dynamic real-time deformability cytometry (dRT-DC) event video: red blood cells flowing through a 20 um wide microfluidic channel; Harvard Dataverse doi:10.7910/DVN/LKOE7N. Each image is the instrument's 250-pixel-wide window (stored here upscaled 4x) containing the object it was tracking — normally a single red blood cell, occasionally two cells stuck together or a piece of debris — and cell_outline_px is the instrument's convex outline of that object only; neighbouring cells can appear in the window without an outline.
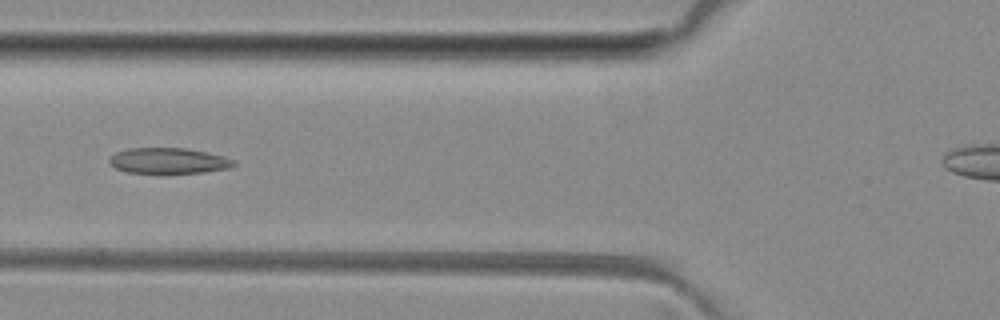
{"species": "common noctule bat (a hibernating species)", "species_latin": "Nyctalus noctula", "temperature_condition": "room temperature", "stored_images_in_passage": 45, "camera_frame_rate_fps": 3000, "um_per_image_px": 0.085, "animal": {"sex": "female", "body_mass_g": 29.2, "forearm_length_mm": 56.3}, "frame": {"image": 1, "passage_image": 19, "time_ms": 6.0, "image_size_px": [1000, 320], "cell_outline_px": [[236, 164], [228, 168], [204, 172], [160, 176], [128, 172], [116, 168], [108, 160], [116, 152], [128, 148], [184, 148], [208, 152], [224, 156], [236, 160]], "centroid_in_image_um": [14.34, 13.7], "position_along_channel_um": 111.5, "area_um2": 19.42}}
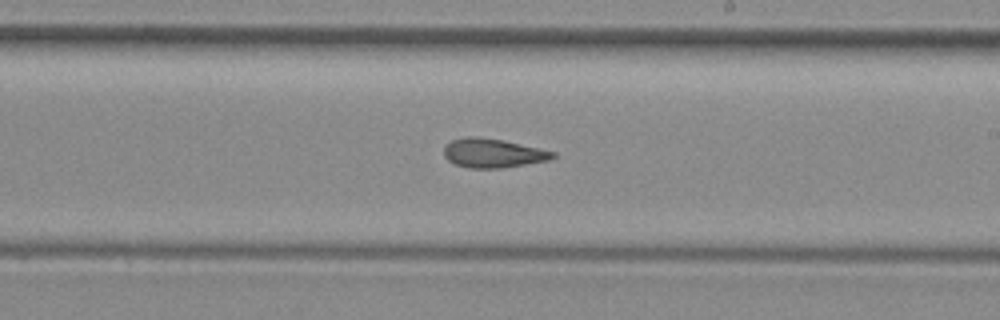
{"frame": {"image": 2, "passage_image": 29, "time_ms": 9.333, "image_size_px": [1000, 320], "cell_outline_px": [[556, 156], [552, 160], [500, 168], [468, 168], [456, 164], [448, 160], [444, 156], [444, 144], [452, 140], [468, 136], [476, 136], [504, 140], [556, 152]], "centroid_in_image_um": [41.9, 13.01], "position_along_channel_um": 247.1, "area_um2": 18.55}}
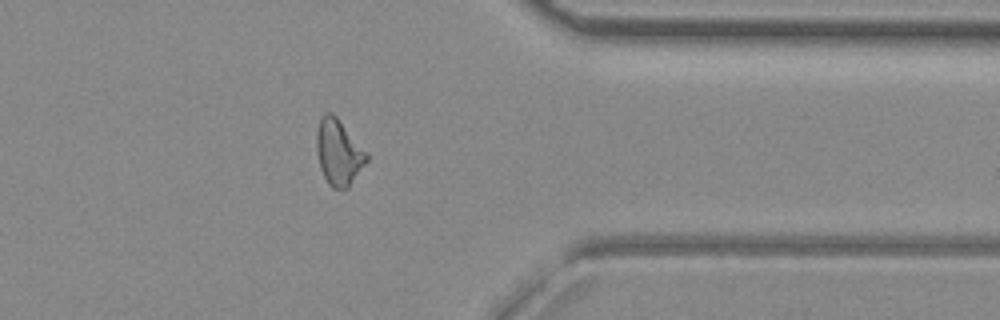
{"frame": {"image": 3, "passage_image": 40, "time_ms": 13.0, "image_size_px": [1000, 320], "cell_outline_px": [[368, 160], [348, 188], [332, 188], [328, 184], [320, 168], [316, 148], [316, 132], [320, 116], [324, 112], [332, 112], [336, 116], [368, 156]], "centroid_in_image_um": [28.74, 12.94], "position_along_channel_um": 382.7, "area_um2": 18.9}, "authors_computed_cell_mechanics": {"area_um2": 18.9006, "velocity_mm_per_s": 4.0578, "shape_relaxation_time_tau1_ms": null, "shape_relaxation_time_tau2_ms": 2.2578, "deformation_change_tau1": null, "deformation_change_tau2": 0.0884}}